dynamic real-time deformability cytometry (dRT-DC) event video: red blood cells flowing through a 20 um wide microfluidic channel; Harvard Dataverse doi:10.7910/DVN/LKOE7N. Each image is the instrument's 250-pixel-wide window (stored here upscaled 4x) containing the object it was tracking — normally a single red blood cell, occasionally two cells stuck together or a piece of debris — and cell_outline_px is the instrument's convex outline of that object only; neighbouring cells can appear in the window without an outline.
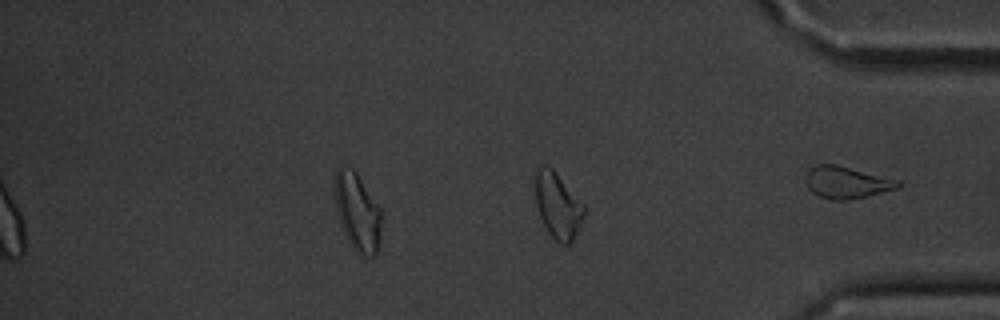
{"species": "common noctule bat (a hibernating species)", "species_latin": "Nyctalus noctula", "temperature_condition": "cold", "stored_images_in_passage": 31, "segment_of_instrument_passage": [2, 2], "camera_frame_rate_fps": 3000, "um_per_image_px": 0.085, "animal": {"sex": "male", "body_mass_g": 20.1, "forearm_length_mm": 53.5}, "frame": {"image": 1, "passage_image": 31, "time_ms": 10.0, "image_size_px": [1000, 320], "cell_outline_px": [[904, 184], [900, 188], [868, 196], [848, 200], [832, 200], [816, 196], [808, 188], [808, 172], [816, 164], [836, 164], [900, 180]], "centroid_in_image_um": [72.04, 15.52], "position_along_channel_um": 363.2, "area_um2": 17.28}}